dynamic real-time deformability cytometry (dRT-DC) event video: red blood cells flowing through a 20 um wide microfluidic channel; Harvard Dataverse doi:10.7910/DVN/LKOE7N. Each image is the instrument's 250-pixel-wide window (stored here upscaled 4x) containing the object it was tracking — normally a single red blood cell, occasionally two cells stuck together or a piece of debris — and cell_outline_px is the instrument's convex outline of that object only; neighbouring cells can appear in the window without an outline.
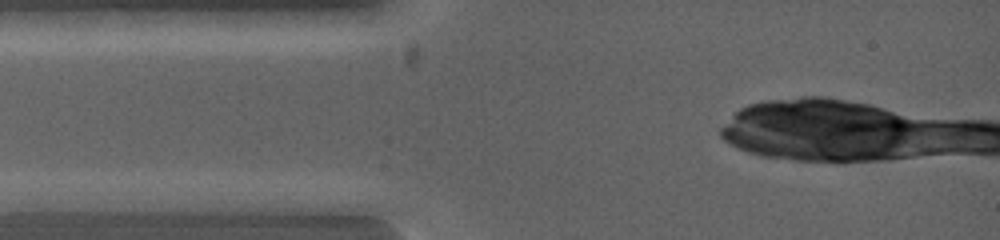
{"species": "common noctule bat (a hibernating species)", "species_latin": "Nyctalus noctula", "temperature_condition": "warm", "stored_images_in_passage": 6, "camera_frame_rate_fps": 5000, "um_per_image_px": 0.085, "animal": {"sex": "female", "body_mass_g": 19.0, "forearm_length_mm": 53.3}, "frame": {"image": 1, "passage_image": 3, "time_ms": 0.4, "image_size_px": [1000, 240], "cell_outline_px": [[132, 200], [60, 212], [20, 212], [16, 200], [32, 192], [120, 192]], "centroid_in_image_um": [5.68, 17.08], "position_along_channel_um": 79.3, "area_um2": 12.66}}